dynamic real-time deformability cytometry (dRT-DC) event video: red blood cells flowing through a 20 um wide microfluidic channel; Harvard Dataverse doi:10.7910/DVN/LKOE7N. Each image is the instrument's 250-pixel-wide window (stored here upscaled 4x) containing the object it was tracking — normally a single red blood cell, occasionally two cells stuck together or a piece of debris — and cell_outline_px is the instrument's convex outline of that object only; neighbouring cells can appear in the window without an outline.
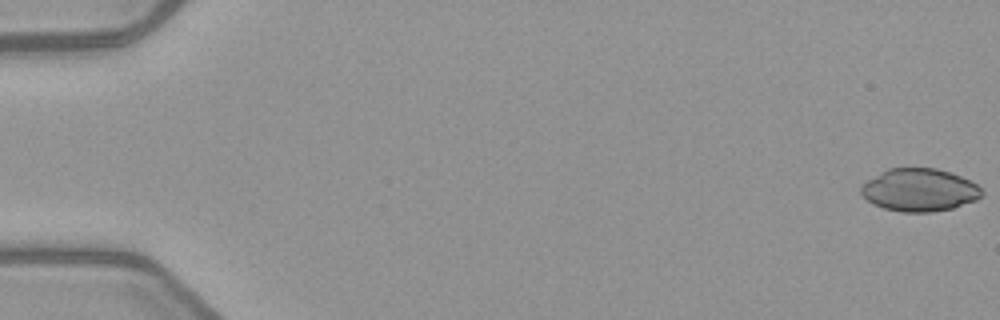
{"species": "common noctule bat (a hibernating species)", "species_latin": "Nyctalus noctula", "temperature_condition": "warm", "stored_images_in_passage": 5, "camera_frame_rate_fps": 3000, "um_per_image_px": 0.085, "animal": {"sex": "female", "body_mass_g": 21.9}, "frame": {"image": 1, "passage_image": 1, "time_ms": 0.0, "image_size_px": [1000, 320], "cell_outline_px": [[984, 192], [976, 200], [952, 208], [932, 212], [900, 212], [884, 208], [872, 204], [860, 192], [860, 188], [868, 180], [888, 168], [936, 168], [960, 176], [976, 184]], "centroid_in_image_um": [78.14, 16.16], "position_along_channel_um": 6.9, "area_um2": 29.82}}
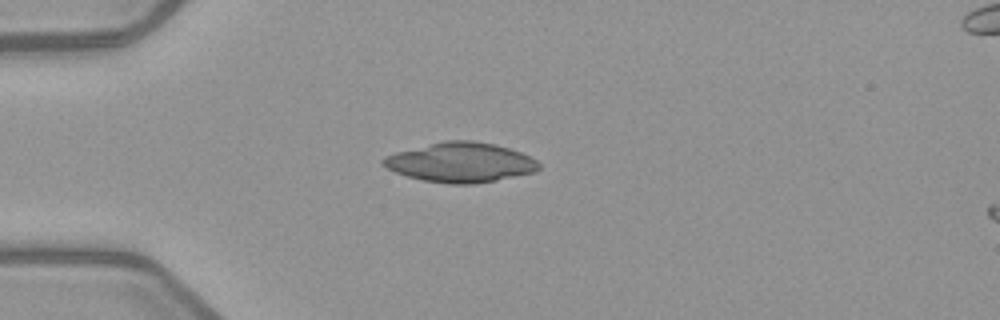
{"frame": {"image": 2, "passage_image": 4, "time_ms": 4.667, "image_size_px": [1000, 320], "cell_outline_px": [[540, 168], [536, 172], [496, 180], [472, 184], [448, 184], [424, 180], [408, 176], [396, 172], [380, 164], [380, 160], [384, 156], [396, 152], [444, 140], [472, 140], [496, 144], [520, 152], [536, 160], [540, 164]], "centroid_in_image_um": [39.14, 13.8], "position_along_channel_um": 45.9, "area_um2": 36.01}}